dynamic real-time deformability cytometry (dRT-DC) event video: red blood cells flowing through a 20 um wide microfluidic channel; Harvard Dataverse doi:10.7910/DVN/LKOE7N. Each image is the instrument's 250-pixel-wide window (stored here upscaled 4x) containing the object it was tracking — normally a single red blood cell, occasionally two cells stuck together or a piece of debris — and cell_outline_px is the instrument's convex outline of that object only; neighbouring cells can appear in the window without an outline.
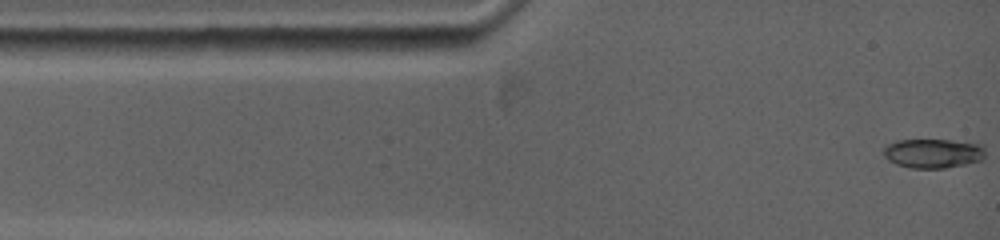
{"species": "common noctule bat (a hibernating species)", "species_latin": "Nyctalus noctula", "temperature_condition": "warm", "stored_images_in_passage": 85, "camera_frame_rate_fps": 5000, "um_per_image_px": 0.085, "animal": {"sex": "female", "body_mass_g": 19.0, "forearm_length_mm": 53.3}, "frame": {"image": 1, "passage_image": 1, "time_ms": 0.0, "image_size_px": [1000, 240], "cell_outline_px": [[984, 160], [944, 168], [912, 168], [896, 164], [888, 160], [884, 156], [884, 148], [888, 144], [896, 140], [952, 140], [984, 144]], "centroid_in_image_um": [79.34, 13.03], "position_along_channel_um": 5.7, "area_um2": 17.46}}
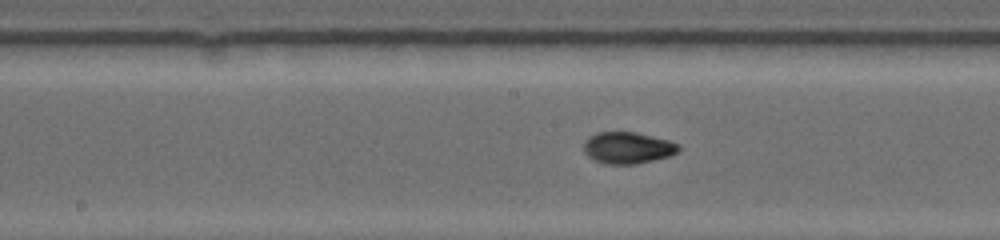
{"frame": {"image": 2, "passage_image": 32, "time_ms": 6.2, "image_size_px": [1000, 240], "cell_outline_px": [[680, 148], [676, 152], [668, 156], [636, 164], [608, 164], [596, 160], [588, 156], [584, 148], [584, 144], [588, 136], [600, 132], [636, 132], [668, 140], [676, 144]], "centroid_in_image_um": [53.34, 12.55], "position_along_channel_um": 194.9, "area_um2": 17.11}}
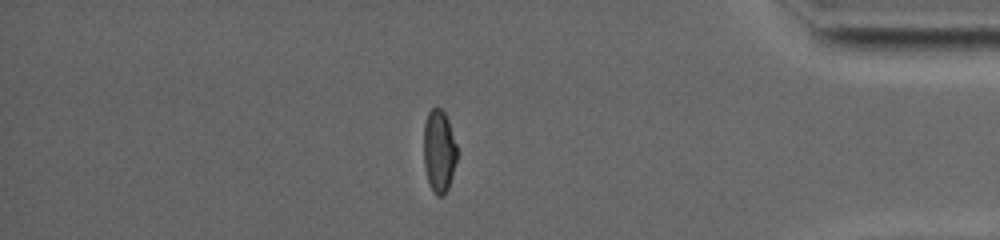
{"frame": {"image": 3, "passage_image": 63, "time_ms": 12.4, "image_size_px": [1000, 240], "cell_outline_px": [[456, 160], [448, 188], [440, 196], [436, 196], [432, 192], [428, 180], [424, 164], [424, 124], [428, 112], [432, 108], [440, 108], [444, 112], [448, 120], [456, 144]], "centroid_in_image_um": [37.3, 12.83], "position_along_channel_um": 397.9, "area_um2": 15.78}, "authors_computed_cell_mechanics": {"area_um2": 16.8198, "velocity_mm_per_s": 3.8446, "shape_relaxation_time_tau1_ms": 5.4237, "shape_relaxation_time_tau2_ms": 1.475, "deformation_change_tau1": 0.2334, "deformation_change_tau2": 0.0392}}